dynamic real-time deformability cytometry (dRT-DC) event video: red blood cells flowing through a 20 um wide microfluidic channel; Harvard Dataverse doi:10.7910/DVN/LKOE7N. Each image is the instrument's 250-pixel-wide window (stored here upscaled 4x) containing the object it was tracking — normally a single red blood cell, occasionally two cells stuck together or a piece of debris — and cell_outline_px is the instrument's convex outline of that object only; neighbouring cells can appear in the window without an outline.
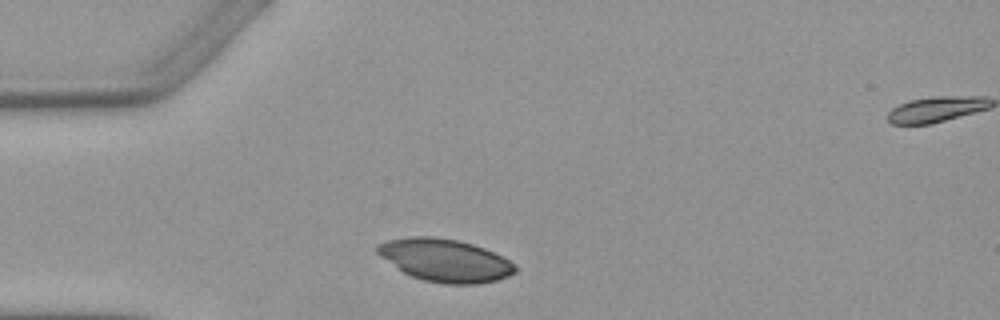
{"species": "Egyptian fruit bat (a non-hibernating species)", "species_latin": "Rousettus aegyptiacus", "temperature_condition": "warm", "stored_images_in_passage": 2, "camera_frame_rate_fps": 3000, "um_per_image_px": 0.085, "animal": {"sex": "female"}, "frame": {"image": 1, "passage_image": 1, "time_ms": 0.0, "image_size_px": [1000, 320], "cell_outline_px": [[516, 272], [508, 276], [496, 280], [476, 284], [444, 284], [424, 280], [412, 276], [404, 272], [380, 256], [376, 252], [376, 244], [388, 240], [408, 236], [432, 236], [456, 240], [472, 244], [484, 248], [516, 264]], "centroid_in_image_um": [37.81, 22.12], "position_along_channel_um": 47.2, "area_um2": 34.1}}